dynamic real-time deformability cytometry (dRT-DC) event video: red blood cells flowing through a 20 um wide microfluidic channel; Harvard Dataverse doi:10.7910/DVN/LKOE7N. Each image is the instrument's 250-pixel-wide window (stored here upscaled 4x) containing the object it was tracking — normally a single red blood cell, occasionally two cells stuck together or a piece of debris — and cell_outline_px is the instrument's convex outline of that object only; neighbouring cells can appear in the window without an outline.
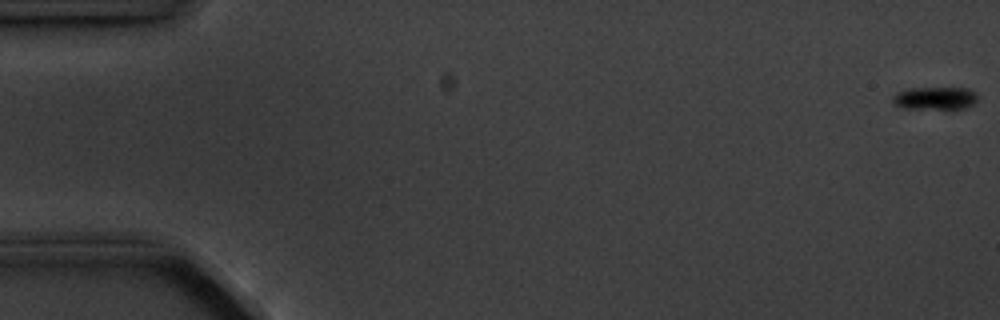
{"species": "common noctule bat (a hibernating species)", "species_latin": "Nyctalus noctula", "temperature_condition": "cold", "stored_images_in_passage": 6, "camera_frame_rate_fps": 3000, "um_per_image_px": 0.085, "animal": {"sex": "male", "body_mass_g": 20.1, "forearm_length_mm": 53.5}, "frame": {"image": 1, "passage_image": 1, "time_ms": 0.0, "image_size_px": [1000, 320], "cell_outline_px": [[976, 100], [972, 104], [964, 108], [900, 108], [892, 104], [892, 96], [896, 92], [912, 88], [968, 88], [976, 92]], "centroid_in_image_um": [79.42, 8.34], "position_along_channel_um": 5.6, "area_um2": 11.21}}
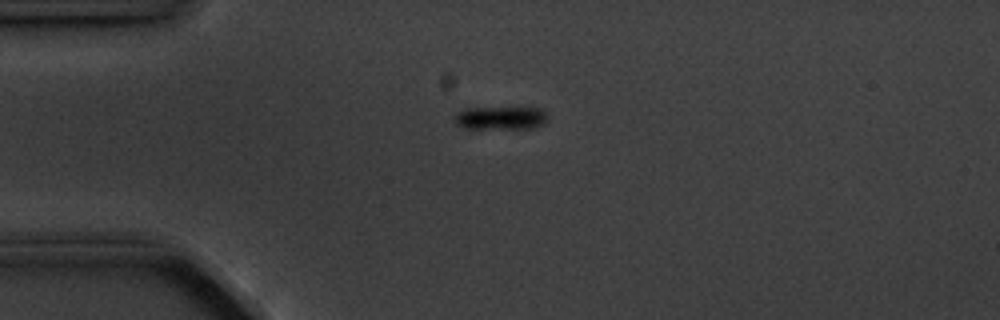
{"frame": {"image": 2, "passage_image": 5, "time_ms": 4.667, "image_size_px": [1000, 320], "cell_outline_px": [[544, 120], [536, 128], [464, 128], [456, 124], [452, 120], [464, 108], [540, 108], [544, 112]], "centroid_in_image_um": [42.48, 10.03], "position_along_channel_um": 42.5, "area_um2": 12.2}}